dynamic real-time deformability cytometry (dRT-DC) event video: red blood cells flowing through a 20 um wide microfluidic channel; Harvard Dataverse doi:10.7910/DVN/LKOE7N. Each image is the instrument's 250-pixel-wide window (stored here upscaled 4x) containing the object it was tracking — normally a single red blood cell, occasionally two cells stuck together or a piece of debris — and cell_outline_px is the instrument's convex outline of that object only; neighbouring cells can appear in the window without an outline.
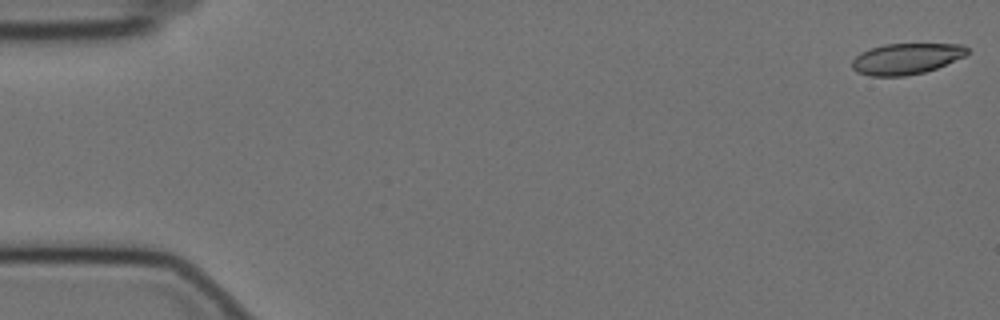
{"species": "Egyptian fruit bat (a non-hibernating species)", "species_latin": "Rousettus aegyptiacus", "temperature_condition": "cold", "stored_images_in_passage": 58, "camera_frame_rate_fps": 3000, "um_per_image_px": 0.085, "animal": {"sex": "female"}, "frame": {"image": 1, "passage_image": 1, "time_ms": 0.0, "image_size_px": [1000, 320], "cell_outline_px": [[968, 52], [964, 56], [936, 68], [924, 72], [904, 76], [872, 76], [856, 72], [852, 68], [852, 60], [860, 52], [884, 44], [964, 44], [968, 48]], "centroid_in_image_um": [77.01, 4.99], "position_along_channel_um": 8.0, "area_um2": 20.69}}
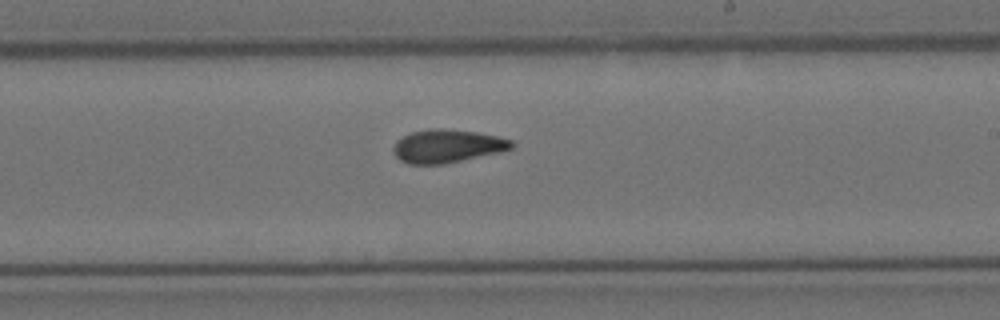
{"frame": {"image": 2, "passage_image": 34, "time_ms": 11.0, "image_size_px": [1000, 320], "cell_outline_px": [[516, 144], [512, 148], [500, 152], [444, 164], [408, 164], [400, 160], [392, 152], [392, 148], [396, 140], [412, 132], [428, 128], [440, 128], [476, 132], [496, 136], [512, 140]], "centroid_in_image_um": [37.99, 12.42], "position_along_channel_um": 251.0, "area_um2": 22.95}}
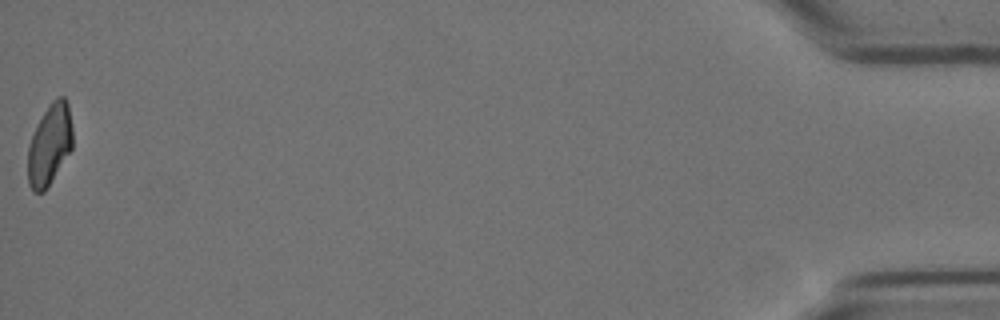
{"frame": {"image": 3, "passage_image": 58, "time_ms": 19.0, "image_size_px": [1000, 320], "cell_outline_px": [[72, 148], [44, 192], [32, 192], [28, 184], [28, 144], [48, 104], [56, 96], [64, 96], [68, 104], [72, 128]], "centroid_in_image_um": [4.21, 12.29], "position_along_channel_um": 431.0, "area_um2": 20.98}, "authors_computed_cell_mechanics": {"area_um2": 22.3686, "velocity_mm_per_s": 3.4866, "shape_relaxation_time_tau1_ms": null, "shape_relaxation_time_tau2_ms": 3.2658, "deformation_change_tau1": null, "deformation_change_tau2": 0.0996}}